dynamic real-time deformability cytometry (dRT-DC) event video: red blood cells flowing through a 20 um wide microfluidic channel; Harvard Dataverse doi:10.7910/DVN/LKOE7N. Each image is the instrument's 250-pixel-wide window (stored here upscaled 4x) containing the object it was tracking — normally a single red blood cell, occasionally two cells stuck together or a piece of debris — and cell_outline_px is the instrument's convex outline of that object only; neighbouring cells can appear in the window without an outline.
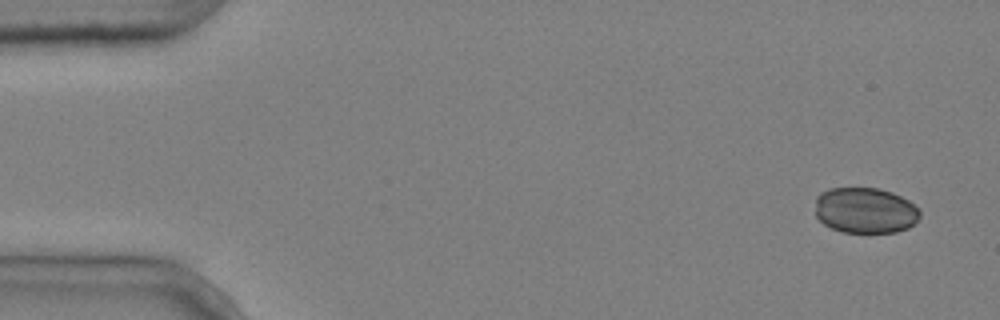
{"species": "common noctule bat (a hibernating species)", "species_latin": "Nyctalus noctula", "temperature_condition": "cold", "stored_images_in_passage": 6, "camera_frame_rate_fps": 3000, "um_per_image_px": 0.085, "animal": {"sex": "male", "body_mass_g": 20.4}, "frame": {"image": 1, "passage_image": 1, "time_ms": 0.0, "image_size_px": [1000, 320], "cell_outline_px": [[920, 216], [908, 228], [896, 232], [840, 232], [824, 224], [816, 216], [816, 196], [820, 192], [828, 188], [876, 188], [892, 192], [908, 200], [920, 208]], "centroid_in_image_um": [73.53, 17.88], "position_along_channel_um": 11.5, "area_um2": 28.03}}
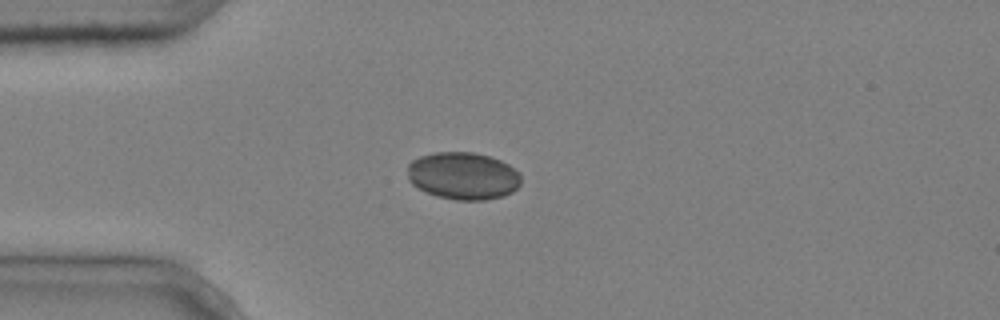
{"frame": {"image": 2, "passage_image": 4, "time_ms": 1.0, "image_size_px": [1000, 320], "cell_outline_px": [[520, 184], [512, 192], [504, 196], [484, 200], [456, 200], [436, 196], [412, 184], [408, 180], [408, 164], [412, 160], [420, 156], [432, 152], [472, 152], [488, 156], [500, 160], [508, 164], [520, 172]], "centroid_in_image_um": [39.36, 14.94], "position_along_channel_um": 45.6, "area_um2": 31.44}}